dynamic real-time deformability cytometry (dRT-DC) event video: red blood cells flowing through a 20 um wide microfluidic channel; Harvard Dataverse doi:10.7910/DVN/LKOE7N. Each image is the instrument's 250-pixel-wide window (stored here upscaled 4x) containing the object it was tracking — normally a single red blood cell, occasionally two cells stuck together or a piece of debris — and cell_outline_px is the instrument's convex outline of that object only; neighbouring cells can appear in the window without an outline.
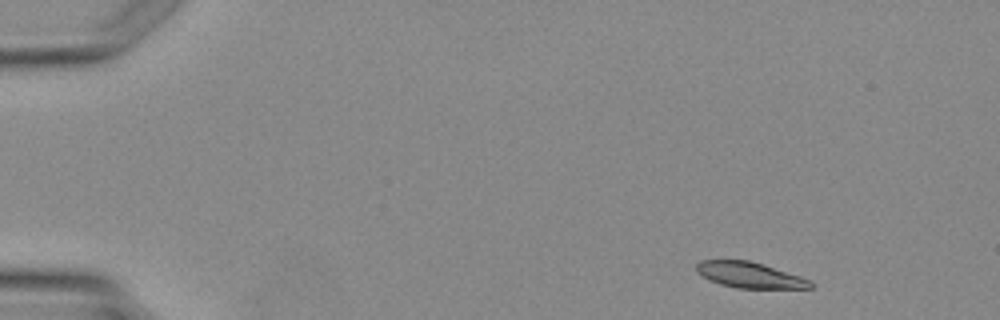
{"species": "Egyptian fruit bat (a non-hibernating species)", "species_latin": "Rousettus aegyptiacus", "temperature_condition": "warm", "stored_images_in_passage": 4, "camera_frame_rate_fps": 3000, "um_per_image_px": 0.085, "animal": {"sex": "female"}, "frame": {"image": 1, "passage_image": 1, "time_ms": 0.0, "image_size_px": [1000, 320], "cell_outline_px": [[812, 288], [736, 288], [720, 284], [696, 272], [696, 264], [700, 260], [748, 260], [764, 264], [812, 280]], "centroid_in_image_um": [63.74, 23.37], "position_along_channel_um": 21.3, "area_um2": 17.05}}
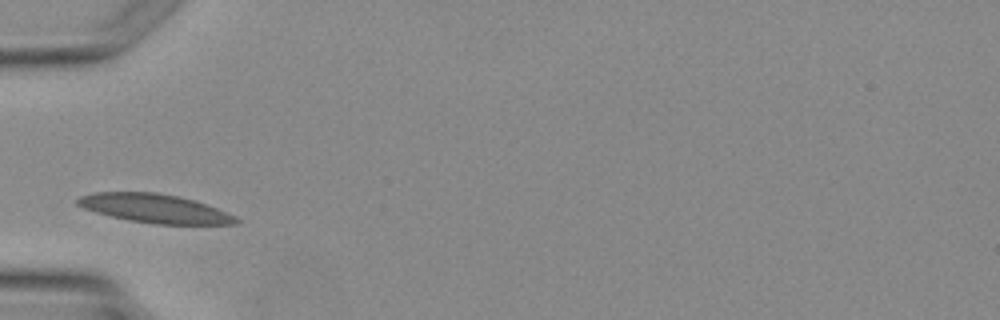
{"frame": {"image": 2, "passage_image": 4, "time_ms": 3.667, "image_size_px": [1000, 320], "cell_outline_px": [[240, 220], [236, 224], [156, 224], [128, 220], [108, 216], [84, 208], [76, 204], [76, 200], [80, 196], [96, 192], [156, 192], [196, 200], [236, 216]], "centroid_in_image_um": [13.14, 17.72], "position_along_channel_um": 71.9, "area_um2": 26.53}}